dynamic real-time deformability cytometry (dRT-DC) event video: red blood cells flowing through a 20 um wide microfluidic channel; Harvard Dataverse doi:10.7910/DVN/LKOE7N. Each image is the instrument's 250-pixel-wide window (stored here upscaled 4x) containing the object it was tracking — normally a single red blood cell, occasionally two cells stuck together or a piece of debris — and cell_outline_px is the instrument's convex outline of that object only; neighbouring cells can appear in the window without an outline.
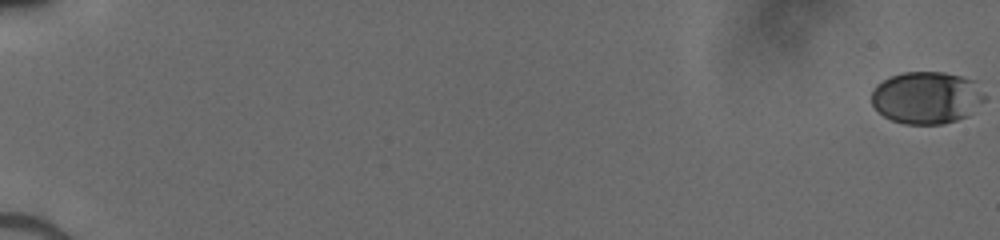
{"species": "human", "species_latin": "Homo sapiens", "temperature_condition": "cold", "stored_images_in_passage": 53, "camera_frame_rate_fps": 3000, "um_per_image_px": 0.085, "donor": {"sex": "male"}, "frame": {"image": 1, "passage_image": 1, "time_ms": 0.0, "image_size_px": [1000, 240], "cell_outline_px": [[976, 84], [968, 116], [944, 124], [904, 124], [892, 120], [884, 116], [872, 104], [872, 92], [876, 84], [888, 76], [904, 72], [944, 72], [976, 80]], "centroid_in_image_um": [78.55, 8.29], "position_along_channel_um": 6.5, "area_um2": 32.95}}
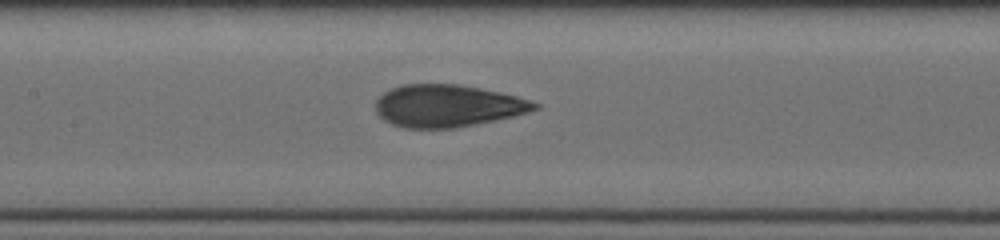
{"frame": {"image": 2, "passage_image": 29, "time_ms": 9.333, "image_size_px": [1000, 240], "cell_outline_px": [[540, 108], [528, 112], [512, 116], [452, 128], [404, 128], [392, 124], [384, 120], [376, 112], [376, 100], [384, 92], [400, 84], [460, 84], [480, 88], [516, 96], [540, 104]], "centroid_in_image_um": [38.0, 8.99], "position_along_channel_um": 169.4, "area_um2": 38.84}}
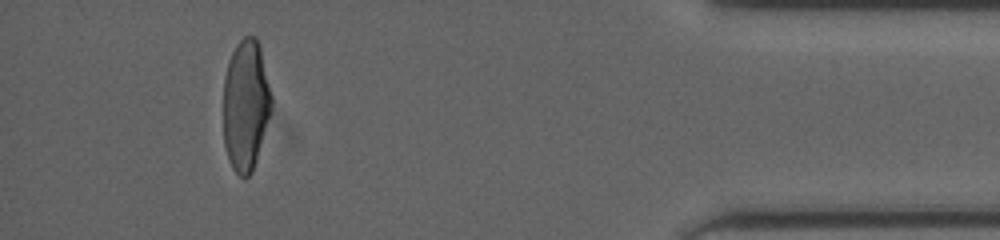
{"frame": {"image": 3, "passage_image": 50, "time_ms": 16.333, "image_size_px": [1000, 240], "cell_outline_px": [[272, 104], [256, 160], [252, 172], [248, 176], [240, 176], [232, 168], [224, 144], [224, 76], [232, 52], [236, 44], [244, 36], [256, 36], [260, 48], [272, 96]], "centroid_in_image_um": [20.88, 8.91], "position_along_channel_um": 414.3, "area_um2": 36.24}}